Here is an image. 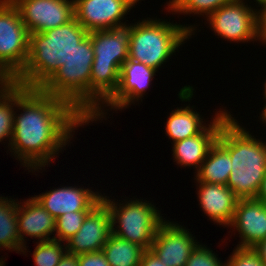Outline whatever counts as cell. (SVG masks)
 <instances>
[{
  "instance_id": "obj_1",
  "label": "cell",
  "mask_w": 266,
  "mask_h": 266,
  "mask_svg": "<svg viewBox=\"0 0 266 266\" xmlns=\"http://www.w3.org/2000/svg\"><path fill=\"white\" fill-rule=\"evenodd\" d=\"M16 108L9 150L32 173L50 166L70 143L74 130L88 125L69 103L39 88L16 84ZM18 110H22L20 114H16Z\"/></svg>"
},
{
  "instance_id": "obj_2",
  "label": "cell",
  "mask_w": 266,
  "mask_h": 266,
  "mask_svg": "<svg viewBox=\"0 0 266 266\" xmlns=\"http://www.w3.org/2000/svg\"><path fill=\"white\" fill-rule=\"evenodd\" d=\"M231 115L221 126L217 142L230 154L227 186L240 198H256L266 174V142L252 136Z\"/></svg>"
},
{
  "instance_id": "obj_3",
  "label": "cell",
  "mask_w": 266,
  "mask_h": 266,
  "mask_svg": "<svg viewBox=\"0 0 266 266\" xmlns=\"http://www.w3.org/2000/svg\"><path fill=\"white\" fill-rule=\"evenodd\" d=\"M88 33L75 18L43 33H30L27 62L12 82L26 88H40Z\"/></svg>"
},
{
  "instance_id": "obj_4",
  "label": "cell",
  "mask_w": 266,
  "mask_h": 266,
  "mask_svg": "<svg viewBox=\"0 0 266 266\" xmlns=\"http://www.w3.org/2000/svg\"><path fill=\"white\" fill-rule=\"evenodd\" d=\"M94 51L90 77V119L114 95L121 65L129 58L131 24L88 33Z\"/></svg>"
},
{
  "instance_id": "obj_5",
  "label": "cell",
  "mask_w": 266,
  "mask_h": 266,
  "mask_svg": "<svg viewBox=\"0 0 266 266\" xmlns=\"http://www.w3.org/2000/svg\"><path fill=\"white\" fill-rule=\"evenodd\" d=\"M161 20L147 18L131 24L128 49L129 59L143 63L157 71L173 53L175 54L176 50L178 51L185 40L195 33L197 28L195 25L182 26L177 22L170 23L167 20Z\"/></svg>"
},
{
  "instance_id": "obj_6",
  "label": "cell",
  "mask_w": 266,
  "mask_h": 266,
  "mask_svg": "<svg viewBox=\"0 0 266 266\" xmlns=\"http://www.w3.org/2000/svg\"><path fill=\"white\" fill-rule=\"evenodd\" d=\"M94 56L91 38L87 35L39 88L69 103L87 121L90 120V77Z\"/></svg>"
},
{
  "instance_id": "obj_7",
  "label": "cell",
  "mask_w": 266,
  "mask_h": 266,
  "mask_svg": "<svg viewBox=\"0 0 266 266\" xmlns=\"http://www.w3.org/2000/svg\"><path fill=\"white\" fill-rule=\"evenodd\" d=\"M109 198L104 194L101 201L110 213L111 233L141 246L144 250L150 249L158 227L165 219L156 206L143 199L124 200V203L118 204Z\"/></svg>"
},
{
  "instance_id": "obj_8",
  "label": "cell",
  "mask_w": 266,
  "mask_h": 266,
  "mask_svg": "<svg viewBox=\"0 0 266 266\" xmlns=\"http://www.w3.org/2000/svg\"><path fill=\"white\" fill-rule=\"evenodd\" d=\"M29 31L11 0H0V77L12 81L24 68Z\"/></svg>"
},
{
  "instance_id": "obj_9",
  "label": "cell",
  "mask_w": 266,
  "mask_h": 266,
  "mask_svg": "<svg viewBox=\"0 0 266 266\" xmlns=\"http://www.w3.org/2000/svg\"><path fill=\"white\" fill-rule=\"evenodd\" d=\"M207 23L222 39L231 42L257 41V9L244 0H233L214 11Z\"/></svg>"
},
{
  "instance_id": "obj_10",
  "label": "cell",
  "mask_w": 266,
  "mask_h": 266,
  "mask_svg": "<svg viewBox=\"0 0 266 266\" xmlns=\"http://www.w3.org/2000/svg\"><path fill=\"white\" fill-rule=\"evenodd\" d=\"M157 70L146 66L143 63L127 59L120 68L118 88L114 95L101 107L100 110L88 121V124L93 121L106 119V110L103 108L109 107L110 110H122L131 106L135 102H139L143 98L147 88L156 75ZM102 109V110H101Z\"/></svg>"
},
{
  "instance_id": "obj_11",
  "label": "cell",
  "mask_w": 266,
  "mask_h": 266,
  "mask_svg": "<svg viewBox=\"0 0 266 266\" xmlns=\"http://www.w3.org/2000/svg\"><path fill=\"white\" fill-rule=\"evenodd\" d=\"M29 33H43L74 18V0H11Z\"/></svg>"
},
{
  "instance_id": "obj_12",
  "label": "cell",
  "mask_w": 266,
  "mask_h": 266,
  "mask_svg": "<svg viewBox=\"0 0 266 266\" xmlns=\"http://www.w3.org/2000/svg\"><path fill=\"white\" fill-rule=\"evenodd\" d=\"M140 0H74V18L88 32L127 25L122 22Z\"/></svg>"
},
{
  "instance_id": "obj_13",
  "label": "cell",
  "mask_w": 266,
  "mask_h": 266,
  "mask_svg": "<svg viewBox=\"0 0 266 266\" xmlns=\"http://www.w3.org/2000/svg\"><path fill=\"white\" fill-rule=\"evenodd\" d=\"M188 230L165 219L159 225L150 249L166 266H186L192 251L200 243Z\"/></svg>"
},
{
  "instance_id": "obj_14",
  "label": "cell",
  "mask_w": 266,
  "mask_h": 266,
  "mask_svg": "<svg viewBox=\"0 0 266 266\" xmlns=\"http://www.w3.org/2000/svg\"><path fill=\"white\" fill-rule=\"evenodd\" d=\"M111 234L107 206L100 201L85 217L77 233L65 242L68 253L79 255L101 251Z\"/></svg>"
},
{
  "instance_id": "obj_15",
  "label": "cell",
  "mask_w": 266,
  "mask_h": 266,
  "mask_svg": "<svg viewBox=\"0 0 266 266\" xmlns=\"http://www.w3.org/2000/svg\"><path fill=\"white\" fill-rule=\"evenodd\" d=\"M219 110L200 134L173 143L172 155L176 164L181 167L193 166L195 171L199 169L210 148L217 141L222 124L231 116L227 110Z\"/></svg>"
},
{
  "instance_id": "obj_16",
  "label": "cell",
  "mask_w": 266,
  "mask_h": 266,
  "mask_svg": "<svg viewBox=\"0 0 266 266\" xmlns=\"http://www.w3.org/2000/svg\"><path fill=\"white\" fill-rule=\"evenodd\" d=\"M229 227L240 234L237 247L253 248L266 238V203L257 198H240Z\"/></svg>"
},
{
  "instance_id": "obj_17",
  "label": "cell",
  "mask_w": 266,
  "mask_h": 266,
  "mask_svg": "<svg viewBox=\"0 0 266 266\" xmlns=\"http://www.w3.org/2000/svg\"><path fill=\"white\" fill-rule=\"evenodd\" d=\"M78 187L61 186L34 197L55 219L65 213L91 211L102 200V194Z\"/></svg>"
},
{
  "instance_id": "obj_18",
  "label": "cell",
  "mask_w": 266,
  "mask_h": 266,
  "mask_svg": "<svg viewBox=\"0 0 266 266\" xmlns=\"http://www.w3.org/2000/svg\"><path fill=\"white\" fill-rule=\"evenodd\" d=\"M55 223L56 219L43 208L35 197L32 196L23 202L18 201L17 227L21 244L24 246L22 253L26 254L27 246L25 238L28 236L39 239L37 240L38 242L54 239L50 236L55 233Z\"/></svg>"
},
{
  "instance_id": "obj_19",
  "label": "cell",
  "mask_w": 266,
  "mask_h": 266,
  "mask_svg": "<svg viewBox=\"0 0 266 266\" xmlns=\"http://www.w3.org/2000/svg\"><path fill=\"white\" fill-rule=\"evenodd\" d=\"M199 205L214 224L228 227L234 217L239 198L223 184L197 182Z\"/></svg>"
},
{
  "instance_id": "obj_20",
  "label": "cell",
  "mask_w": 266,
  "mask_h": 266,
  "mask_svg": "<svg viewBox=\"0 0 266 266\" xmlns=\"http://www.w3.org/2000/svg\"><path fill=\"white\" fill-rule=\"evenodd\" d=\"M232 162L230 154L216 141L202 165L195 172L196 182L227 185Z\"/></svg>"
},
{
  "instance_id": "obj_21",
  "label": "cell",
  "mask_w": 266,
  "mask_h": 266,
  "mask_svg": "<svg viewBox=\"0 0 266 266\" xmlns=\"http://www.w3.org/2000/svg\"><path fill=\"white\" fill-rule=\"evenodd\" d=\"M194 106L176 108L168 116L165 134L173 143L200 134L208 125L204 123ZM205 124V125H204Z\"/></svg>"
},
{
  "instance_id": "obj_22",
  "label": "cell",
  "mask_w": 266,
  "mask_h": 266,
  "mask_svg": "<svg viewBox=\"0 0 266 266\" xmlns=\"http://www.w3.org/2000/svg\"><path fill=\"white\" fill-rule=\"evenodd\" d=\"M17 204L12 198L0 197V249L21 253L24 246L18 234Z\"/></svg>"
},
{
  "instance_id": "obj_23",
  "label": "cell",
  "mask_w": 266,
  "mask_h": 266,
  "mask_svg": "<svg viewBox=\"0 0 266 266\" xmlns=\"http://www.w3.org/2000/svg\"><path fill=\"white\" fill-rule=\"evenodd\" d=\"M143 251L141 246L112 233L102 248L110 266H139Z\"/></svg>"
},
{
  "instance_id": "obj_24",
  "label": "cell",
  "mask_w": 266,
  "mask_h": 266,
  "mask_svg": "<svg viewBox=\"0 0 266 266\" xmlns=\"http://www.w3.org/2000/svg\"><path fill=\"white\" fill-rule=\"evenodd\" d=\"M15 108L16 84L12 81H4L0 84V142L4 139L9 140L8 149L13 136Z\"/></svg>"
},
{
  "instance_id": "obj_25",
  "label": "cell",
  "mask_w": 266,
  "mask_h": 266,
  "mask_svg": "<svg viewBox=\"0 0 266 266\" xmlns=\"http://www.w3.org/2000/svg\"><path fill=\"white\" fill-rule=\"evenodd\" d=\"M233 0H169L168 12L183 15H202L208 18L214 11Z\"/></svg>"
},
{
  "instance_id": "obj_26",
  "label": "cell",
  "mask_w": 266,
  "mask_h": 266,
  "mask_svg": "<svg viewBox=\"0 0 266 266\" xmlns=\"http://www.w3.org/2000/svg\"><path fill=\"white\" fill-rule=\"evenodd\" d=\"M36 243L32 254L35 266H57L67 252L66 244L55 239Z\"/></svg>"
},
{
  "instance_id": "obj_27",
  "label": "cell",
  "mask_w": 266,
  "mask_h": 266,
  "mask_svg": "<svg viewBox=\"0 0 266 266\" xmlns=\"http://www.w3.org/2000/svg\"><path fill=\"white\" fill-rule=\"evenodd\" d=\"M90 211H75L65 213L56 218L55 233L52 238L55 240L66 242L74 236L81 227L86 215Z\"/></svg>"
},
{
  "instance_id": "obj_28",
  "label": "cell",
  "mask_w": 266,
  "mask_h": 266,
  "mask_svg": "<svg viewBox=\"0 0 266 266\" xmlns=\"http://www.w3.org/2000/svg\"><path fill=\"white\" fill-rule=\"evenodd\" d=\"M225 266H265L253 248L235 247Z\"/></svg>"
},
{
  "instance_id": "obj_29",
  "label": "cell",
  "mask_w": 266,
  "mask_h": 266,
  "mask_svg": "<svg viewBox=\"0 0 266 266\" xmlns=\"http://www.w3.org/2000/svg\"><path fill=\"white\" fill-rule=\"evenodd\" d=\"M213 251L205 245L198 244L192 251L186 266H225Z\"/></svg>"
},
{
  "instance_id": "obj_30",
  "label": "cell",
  "mask_w": 266,
  "mask_h": 266,
  "mask_svg": "<svg viewBox=\"0 0 266 266\" xmlns=\"http://www.w3.org/2000/svg\"><path fill=\"white\" fill-rule=\"evenodd\" d=\"M77 257L78 266H110L102 250L79 254Z\"/></svg>"
},
{
  "instance_id": "obj_31",
  "label": "cell",
  "mask_w": 266,
  "mask_h": 266,
  "mask_svg": "<svg viewBox=\"0 0 266 266\" xmlns=\"http://www.w3.org/2000/svg\"><path fill=\"white\" fill-rule=\"evenodd\" d=\"M260 7L257 9V36L258 41L266 45V0H259L256 4Z\"/></svg>"
},
{
  "instance_id": "obj_32",
  "label": "cell",
  "mask_w": 266,
  "mask_h": 266,
  "mask_svg": "<svg viewBox=\"0 0 266 266\" xmlns=\"http://www.w3.org/2000/svg\"><path fill=\"white\" fill-rule=\"evenodd\" d=\"M139 266H166L163 261L151 250L143 251Z\"/></svg>"
},
{
  "instance_id": "obj_33",
  "label": "cell",
  "mask_w": 266,
  "mask_h": 266,
  "mask_svg": "<svg viewBox=\"0 0 266 266\" xmlns=\"http://www.w3.org/2000/svg\"><path fill=\"white\" fill-rule=\"evenodd\" d=\"M57 266H78V257L66 252Z\"/></svg>"
},
{
  "instance_id": "obj_34",
  "label": "cell",
  "mask_w": 266,
  "mask_h": 266,
  "mask_svg": "<svg viewBox=\"0 0 266 266\" xmlns=\"http://www.w3.org/2000/svg\"><path fill=\"white\" fill-rule=\"evenodd\" d=\"M253 249L258 253L262 262L266 266V238L254 246Z\"/></svg>"
},
{
  "instance_id": "obj_35",
  "label": "cell",
  "mask_w": 266,
  "mask_h": 266,
  "mask_svg": "<svg viewBox=\"0 0 266 266\" xmlns=\"http://www.w3.org/2000/svg\"><path fill=\"white\" fill-rule=\"evenodd\" d=\"M256 198L266 203V174L263 178V181L261 182V186L259 188Z\"/></svg>"
},
{
  "instance_id": "obj_36",
  "label": "cell",
  "mask_w": 266,
  "mask_h": 266,
  "mask_svg": "<svg viewBox=\"0 0 266 266\" xmlns=\"http://www.w3.org/2000/svg\"><path fill=\"white\" fill-rule=\"evenodd\" d=\"M266 101V100H265ZM260 115V120H262L263 123L266 125V104L264 105Z\"/></svg>"
},
{
  "instance_id": "obj_37",
  "label": "cell",
  "mask_w": 266,
  "mask_h": 266,
  "mask_svg": "<svg viewBox=\"0 0 266 266\" xmlns=\"http://www.w3.org/2000/svg\"><path fill=\"white\" fill-rule=\"evenodd\" d=\"M264 85V99L266 100V81H265V83L263 84Z\"/></svg>"
}]
</instances>
